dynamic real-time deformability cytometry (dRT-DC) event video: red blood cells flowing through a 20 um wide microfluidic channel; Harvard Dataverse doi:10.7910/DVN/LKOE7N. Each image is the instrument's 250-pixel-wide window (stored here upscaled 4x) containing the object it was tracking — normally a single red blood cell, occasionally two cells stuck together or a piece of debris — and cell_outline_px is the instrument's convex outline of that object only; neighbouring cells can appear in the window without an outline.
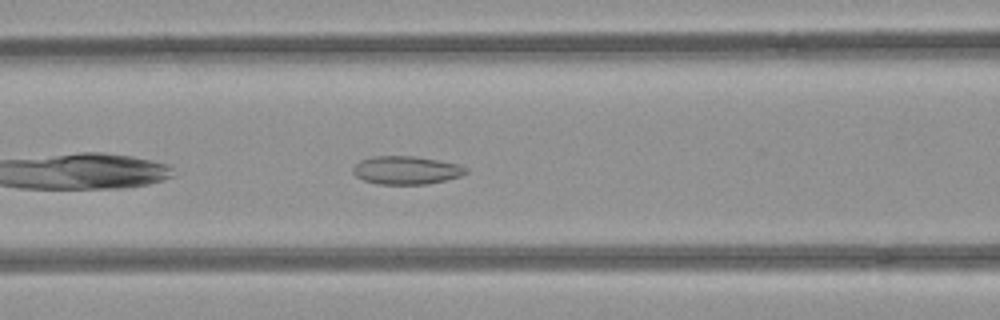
{"species": "common noctule bat (a hibernating species)", "species_latin": "Nyctalus noctula", "temperature_condition": "room temperature", "stored_images_in_passage": 37, "camera_frame_rate_fps": 3000, "um_per_image_px": 0.085, "animal": {"sex": "female", "body_mass_g": 21.9}, "frame": {"image": 1, "passage_image": 7, "time_ms": 2.0, "image_size_px": [1000, 320], "cell_outline_px": [[468, 172], [460, 176], [428, 184], [376, 184], [364, 180], [356, 176], [352, 172], [352, 168], [360, 160], [372, 156], [416, 156], [460, 164], [468, 168]], "centroid_in_image_um": [34.53, 14.46], "position_along_channel_um": 132.1, "area_um2": 18.67}}
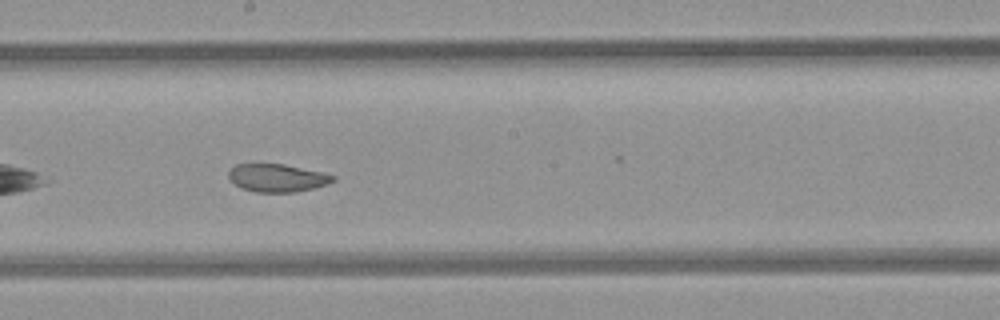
{"frame": {"image": 2, "passage_image": 14, "time_ms": 4.333, "image_size_px": [1000, 320], "cell_outline_px": [[336, 180], [312, 188], [296, 192], [256, 192], [240, 188], [228, 176], [228, 172], [236, 164], [284, 164], [324, 172], [336, 176]], "centroid_in_image_um": [23.57, 15.11], "position_along_channel_um": 224.6, "area_um2": 16.88}}
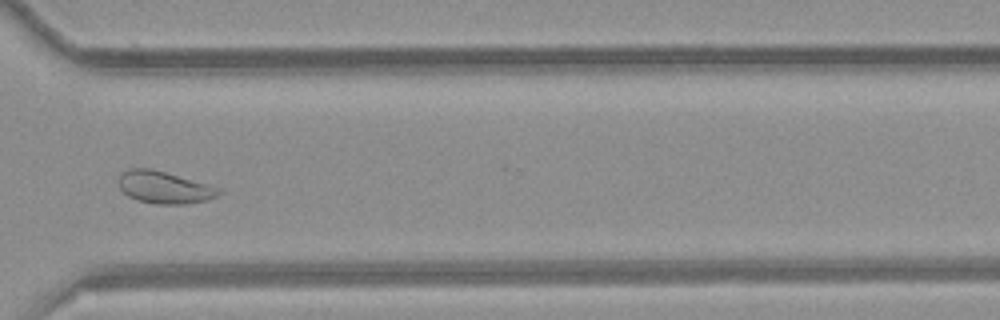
{"frame": {"image": 3, "passage_image": 24, "time_ms": 7.667, "image_size_px": [1000, 320], "cell_outline_px": [[224, 192], [208, 200], [184, 204], [156, 204], [136, 200], [128, 196], [120, 188], [120, 176], [124, 172], [132, 168], [152, 168], [224, 188]], "centroid_in_image_um": [14.05, 15.93], "position_along_channel_um": 356.6, "area_um2": 18.96}, "authors_computed_cell_mechanics": {"area_um2": 19.0162, "velocity_mm_per_s": 3.9713, "shape_relaxation_time_tau1_ms": null, "shape_relaxation_time_tau2_ms": 1.8292, "deformation_change_tau1": null, "deformation_change_tau2": 0.0702}}